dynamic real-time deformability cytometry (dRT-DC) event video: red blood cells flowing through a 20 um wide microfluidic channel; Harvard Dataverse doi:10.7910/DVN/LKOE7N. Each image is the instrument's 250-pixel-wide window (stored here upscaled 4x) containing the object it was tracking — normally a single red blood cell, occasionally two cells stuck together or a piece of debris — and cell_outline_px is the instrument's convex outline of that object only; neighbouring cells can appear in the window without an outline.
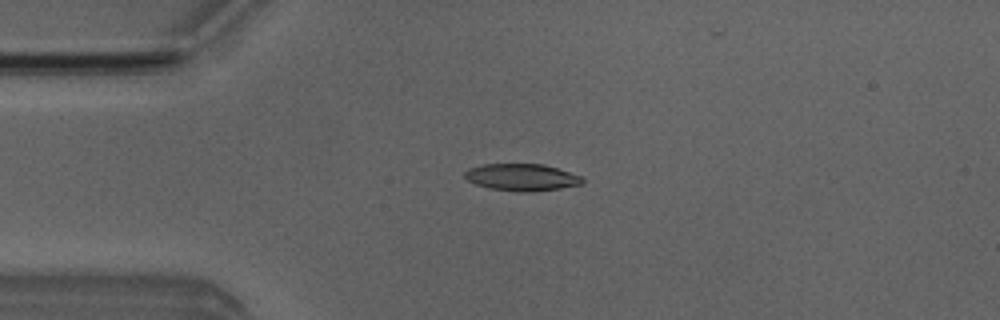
{"species": "Egyptian fruit bat (a non-hibernating species)", "species_latin": "Rousettus aegyptiacus", "temperature_condition": "room temperature", "stored_images_in_passage": 7, "camera_frame_rate_fps": 3000, "um_per_image_px": 0.085, "animal": {"sex": "male"}, "frame": {"image": 1, "passage_image": 2, "time_ms": 1.333, "image_size_px": [1000, 320], "cell_outline_px": [[584, 180], [580, 184], [560, 188], [532, 192], [516, 192], [488, 188], [476, 184], [468, 180], [464, 176], [464, 172], [468, 168], [484, 164], [544, 164], [580, 176]], "centroid_in_image_um": [44.3, 15.07], "position_along_channel_um": 40.7, "area_um2": 18.44}}
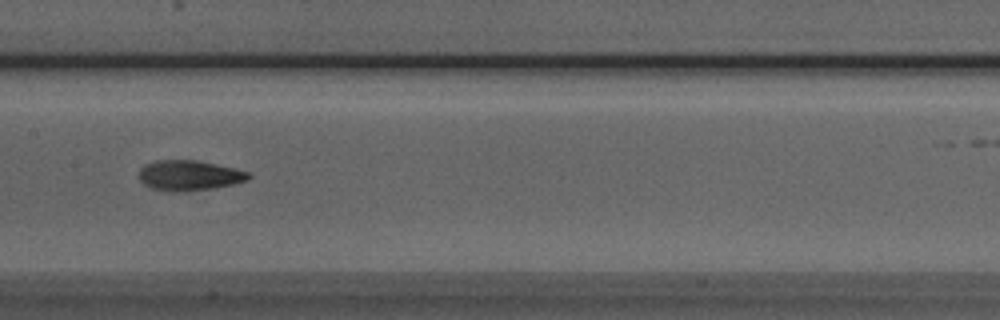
{"frame": {"image": 2, "passage_image": 6, "time_ms": 5.667, "image_size_px": [1000, 320], "cell_outline_px": [[252, 176], [248, 180], [232, 184], [212, 188], [184, 192], [176, 192], [152, 188], [144, 184], [140, 180], [140, 168], [144, 164], [156, 160], [196, 160], [216, 164], [248, 172]], "centroid_in_image_um": [16.07, 14.91], "position_along_channel_um": 191.3, "area_um2": 19.19}}